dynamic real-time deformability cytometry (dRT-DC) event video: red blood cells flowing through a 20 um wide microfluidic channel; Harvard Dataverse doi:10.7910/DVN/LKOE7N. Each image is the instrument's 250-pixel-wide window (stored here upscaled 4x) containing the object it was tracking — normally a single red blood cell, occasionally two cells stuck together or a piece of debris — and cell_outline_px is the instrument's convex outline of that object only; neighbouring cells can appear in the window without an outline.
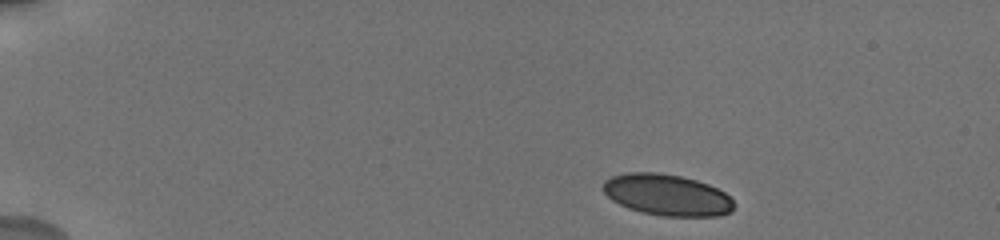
{"species": "human", "species_latin": "Homo sapiens", "temperature_condition": "cold", "stored_images_in_passage": 9, "camera_frame_rate_fps": 3000, "um_per_image_px": 0.085, "donor": {"sex": "male"}, "frame": {"image": 1, "passage_image": 1, "time_ms": 0.0, "image_size_px": [1000, 240], "cell_outline_px": [[732, 212], [720, 216], [664, 216], [644, 212], [628, 208], [612, 200], [604, 192], [604, 180], [612, 176], [624, 172], [656, 172], [680, 176], [696, 180], [708, 184], [724, 192], [732, 200]], "centroid_in_image_um": [56.69, 16.56], "position_along_channel_um": 28.3, "area_um2": 31.33}}
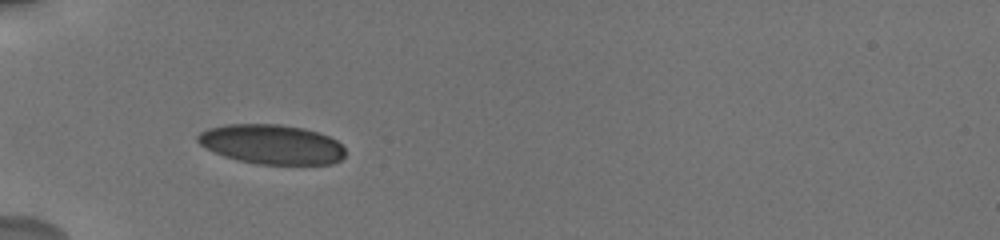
{"frame": {"image": 2, "passage_image": 6, "time_ms": 3.333, "image_size_px": [1000, 240], "cell_outline_px": [[344, 156], [340, 160], [332, 164], [260, 164], [236, 160], [224, 156], [200, 144], [196, 140], [196, 136], [200, 132], [208, 128], [228, 124], [280, 124], [304, 128], [328, 136], [336, 140], [344, 148]], "centroid_in_image_um": [23.08, 12.26], "position_along_channel_um": 61.9, "area_um2": 33.93}}
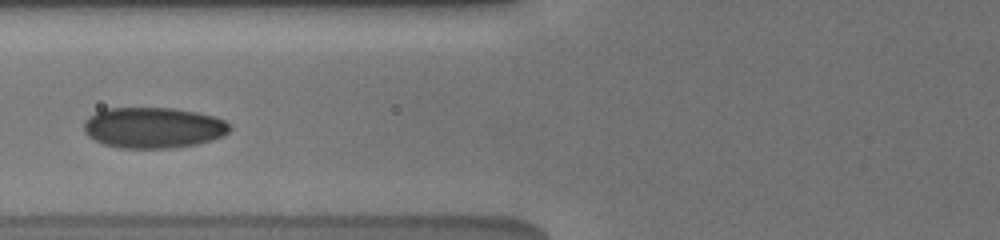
{"frame": {"image": 3, "passage_image": 8, "time_ms": 5.0, "image_size_px": [1000, 240], "cell_outline_px": [[232, 128], [228, 132], [212, 140], [196, 144], [168, 148], [120, 148], [104, 144], [88, 136], [84, 132], [84, 120], [88, 116], [104, 108], [172, 108], [196, 112], [212, 116], [224, 120]], "centroid_in_image_um": [12.99, 10.85], "position_along_channel_um": 112.8, "area_um2": 34.62}}